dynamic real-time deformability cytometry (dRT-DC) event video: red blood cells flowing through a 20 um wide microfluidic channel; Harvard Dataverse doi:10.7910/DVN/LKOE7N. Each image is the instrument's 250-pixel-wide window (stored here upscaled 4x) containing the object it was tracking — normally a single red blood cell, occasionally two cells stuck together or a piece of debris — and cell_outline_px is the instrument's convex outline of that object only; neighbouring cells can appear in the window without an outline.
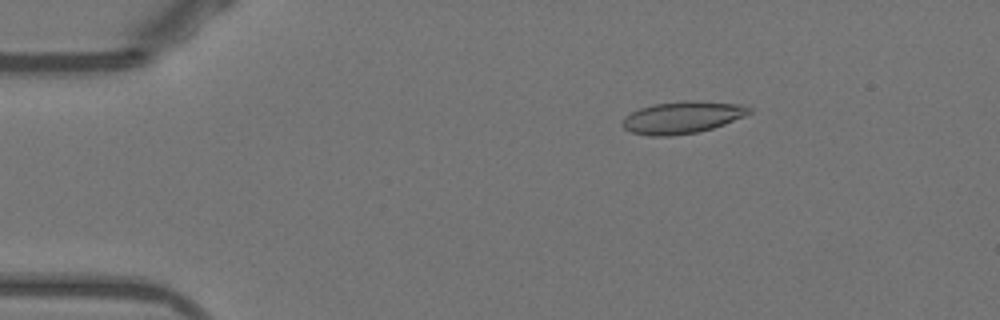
{"species": "Egyptian fruit bat (a non-hibernating species)", "species_latin": "Rousettus aegyptiacus", "temperature_condition": "warm", "stored_images_in_passage": 52, "camera_frame_rate_fps": 3000, "um_per_image_px": 0.085, "animal": {"sex": "female"}, "frame": {"image": 1, "passage_image": 9, "time_ms": 2.667, "image_size_px": [1000, 320], "cell_outline_px": [[752, 112], [744, 116], [724, 124], [712, 128], [696, 132], [668, 136], [652, 136], [632, 132], [624, 128], [620, 124], [620, 120], [624, 116], [640, 108], [652, 104], [684, 100], [688, 100], [744, 104], [752, 108]], "centroid_in_image_um": [57.98, 9.96], "position_along_channel_um": 27.0, "area_um2": 23.81}}
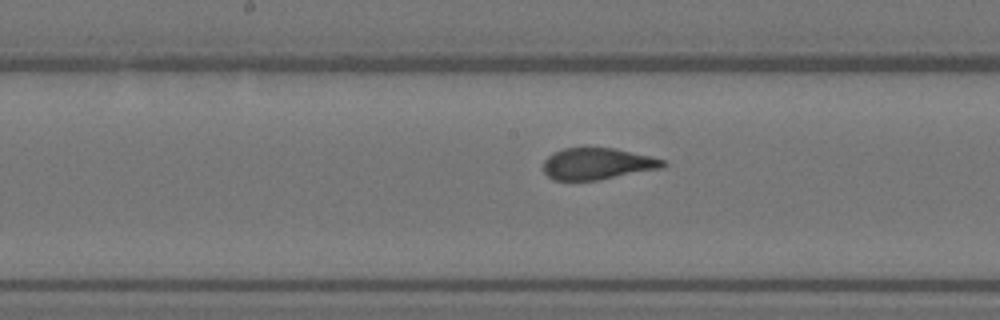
{"frame": {"image": 2, "passage_image": 27, "time_ms": 8.667, "image_size_px": [1000, 320], "cell_outline_px": [[668, 164], [664, 168], [596, 180], [552, 180], [544, 172], [544, 160], [552, 152], [564, 148], [584, 144], [616, 148], [652, 156], [664, 160]], "centroid_in_image_um": [50.78, 13.87], "position_along_channel_um": 197.4, "area_um2": 22.89}}
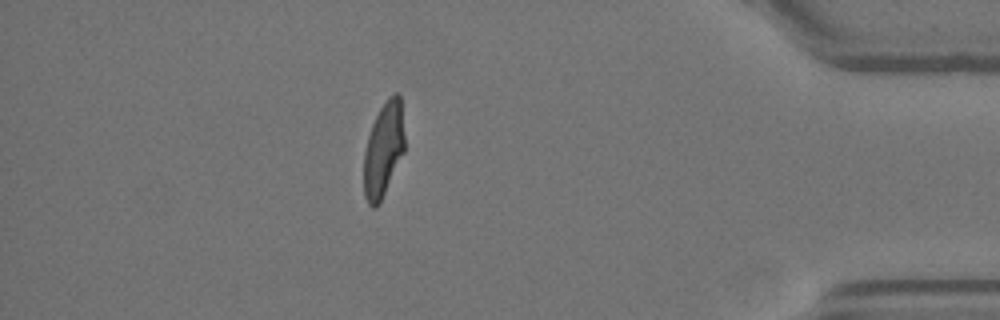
{"frame": {"image": 3, "passage_image": 46, "time_ms": 15.0, "image_size_px": [1000, 320], "cell_outline_px": [[404, 152], [380, 204], [376, 208], [372, 208], [368, 204], [364, 196], [364, 152], [368, 136], [372, 124], [380, 108], [388, 96], [392, 92], [400, 92], [404, 136]], "centroid_in_image_um": [32.6, 12.72], "position_along_channel_um": 402.6, "area_um2": 22.72}, "authors_computed_cell_mechanics": {"area_um2": 23.409, "velocity_mm_per_s": 3.9089, "shape_relaxation_time_tau1_ms": 10.5472, "shape_relaxation_time_tau2_ms": null, "deformation_change_tau1": 0.2939, "deformation_change_tau2": null}}